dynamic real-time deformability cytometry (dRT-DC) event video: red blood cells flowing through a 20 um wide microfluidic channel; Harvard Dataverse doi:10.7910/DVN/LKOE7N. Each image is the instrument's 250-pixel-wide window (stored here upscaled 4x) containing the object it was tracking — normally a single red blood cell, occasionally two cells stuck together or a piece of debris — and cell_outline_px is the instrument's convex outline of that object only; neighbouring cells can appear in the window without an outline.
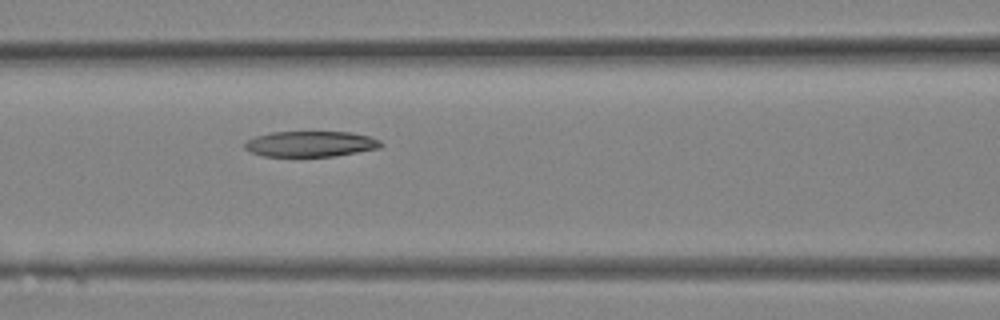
{"species": "Egyptian fruit bat (a non-hibernating species)", "species_latin": "Rousettus aegyptiacus", "temperature_condition": "room temperature", "stored_images_in_passage": 12, "camera_frame_rate_fps": 3000, "um_per_image_px": 0.085, "animal": {"sex": "female"}, "frame": {"image": 1, "passage_image": 12, "time_ms": 3.667, "image_size_px": [1000, 320], "cell_outline_px": [[384, 144], [380, 148], [336, 156], [264, 156], [252, 152], [244, 148], [244, 140], [256, 136], [272, 132], [352, 132], [368, 136], [380, 140]], "centroid_in_image_um": [26.4, 12.23], "position_along_channel_um": 140.2, "area_um2": 20.4}}